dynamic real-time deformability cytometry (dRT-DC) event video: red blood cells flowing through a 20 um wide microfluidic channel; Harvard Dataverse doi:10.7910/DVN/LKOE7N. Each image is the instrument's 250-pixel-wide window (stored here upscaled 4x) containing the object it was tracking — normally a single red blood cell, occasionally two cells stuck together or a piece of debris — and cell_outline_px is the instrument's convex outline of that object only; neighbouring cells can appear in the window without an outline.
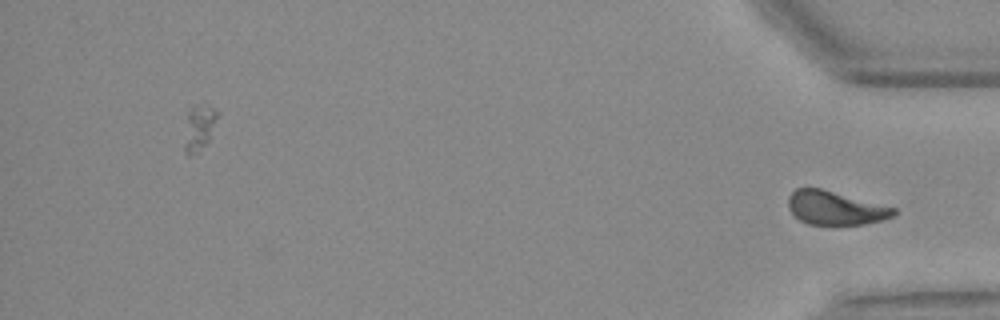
{"species": "Egyptian fruit bat (a non-hibernating species)", "species_latin": "Rousettus aegyptiacus", "temperature_condition": "warm", "stored_images_in_passage": 44, "camera_frame_rate_fps": 3000, "um_per_image_px": 0.085, "animal": {"sex": "female"}, "frame": {"image": 1, "passage_image": 44, "time_ms": 14.333, "image_size_px": [1000, 320], "cell_outline_px": [[896, 212], [892, 216], [880, 220], [864, 224], [808, 224], [800, 220], [788, 208], [788, 196], [796, 188], [820, 188], [896, 208]], "centroid_in_image_um": [70.97, 17.67], "position_along_channel_um": 364.2, "area_um2": 20.35}}